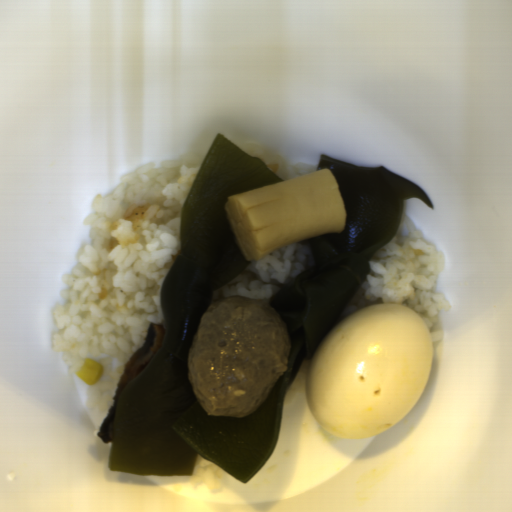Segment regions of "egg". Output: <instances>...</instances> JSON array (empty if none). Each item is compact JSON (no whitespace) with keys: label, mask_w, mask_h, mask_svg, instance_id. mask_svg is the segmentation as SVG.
Returning a JSON list of instances; mask_svg holds the SVG:
<instances>
[{"label":"egg","mask_w":512,"mask_h":512,"mask_svg":"<svg viewBox=\"0 0 512 512\" xmlns=\"http://www.w3.org/2000/svg\"><path fill=\"white\" fill-rule=\"evenodd\" d=\"M434 352L409 306L371 305L335 325L310 360L306 397L332 437L360 439L397 423L424 394Z\"/></svg>","instance_id":"egg-1"}]
</instances>
